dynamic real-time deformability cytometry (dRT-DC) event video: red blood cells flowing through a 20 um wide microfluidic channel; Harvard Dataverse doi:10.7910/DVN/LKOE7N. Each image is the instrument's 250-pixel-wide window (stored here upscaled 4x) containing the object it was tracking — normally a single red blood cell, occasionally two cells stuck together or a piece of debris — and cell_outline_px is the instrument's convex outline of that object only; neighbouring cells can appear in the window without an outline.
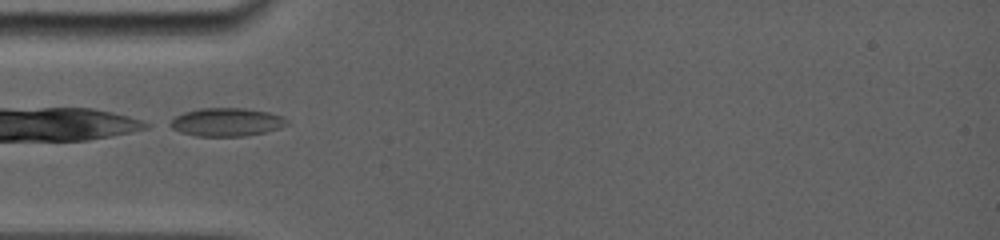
{"species": "common noctule bat (a hibernating species)", "species_latin": "Nyctalus noctula", "temperature_condition": "room temperature", "stored_images_in_passage": 25, "camera_frame_rate_fps": 5000, "um_per_image_px": 0.085, "animal": {"sex": "female", "body_mass_g": 19.0, "forearm_length_mm": 56.7}, "frame": {"image": 1, "passage_image": 1, "time_ms": 0.0, "image_size_px": [1000, 240], "cell_outline_px": [[288, 124], [280, 128], [264, 132], [244, 136], [196, 136], [180, 132], [164, 124], [176, 116], [184, 112], [200, 108], [244, 108], [268, 112], [284, 116], [288, 120]], "centroid_in_image_um": [19.23, 10.37], "position_along_channel_um": 65.8, "area_um2": 19.42}}